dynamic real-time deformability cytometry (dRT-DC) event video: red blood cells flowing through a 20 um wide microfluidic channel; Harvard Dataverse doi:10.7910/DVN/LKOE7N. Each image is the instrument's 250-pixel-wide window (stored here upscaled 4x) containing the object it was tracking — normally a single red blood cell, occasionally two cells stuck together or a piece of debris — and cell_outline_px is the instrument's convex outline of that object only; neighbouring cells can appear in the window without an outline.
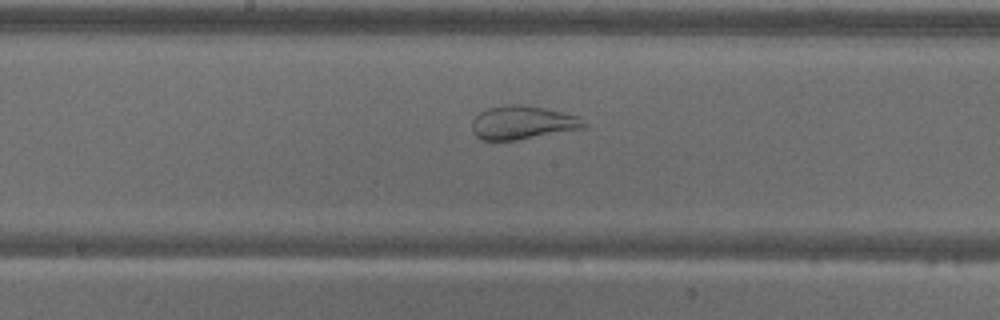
{"species": "common noctule bat (a hibernating species)", "species_latin": "Nyctalus noctula", "temperature_condition": "warm", "stored_images_in_passage": 41, "camera_frame_rate_fps": 3000, "um_per_image_px": 0.085, "animal": {"sex": "male", "body_mass_g": 18.8}, "frame": {"image": 1, "passage_image": 20, "time_ms": 6.333, "image_size_px": [1000, 320], "cell_outline_px": [[588, 128], [516, 140], [484, 140], [476, 136], [472, 132], [472, 120], [480, 112], [488, 108], [512, 104], [520, 104], [544, 108], [580, 116]], "centroid_in_image_um": [44.44, 10.42], "position_along_channel_um": 203.8, "area_um2": 21.91}}
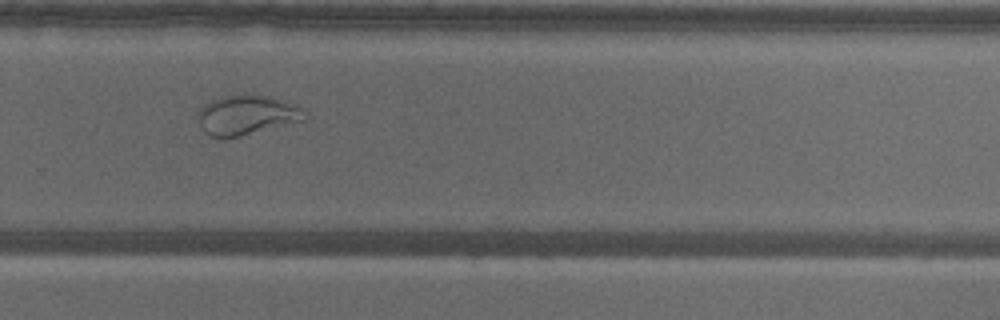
{"frame": {"image": 2, "passage_image": 29, "time_ms": 9.333, "image_size_px": [1000, 320], "cell_outline_px": [[308, 120], [236, 136], [208, 136], [200, 128], [196, 116], [196, 112], [208, 100], [220, 96], [268, 96], [296, 104], [308, 112]], "centroid_in_image_um": [20.97, 9.77], "position_along_channel_um": 308.8, "area_um2": 24.68}}
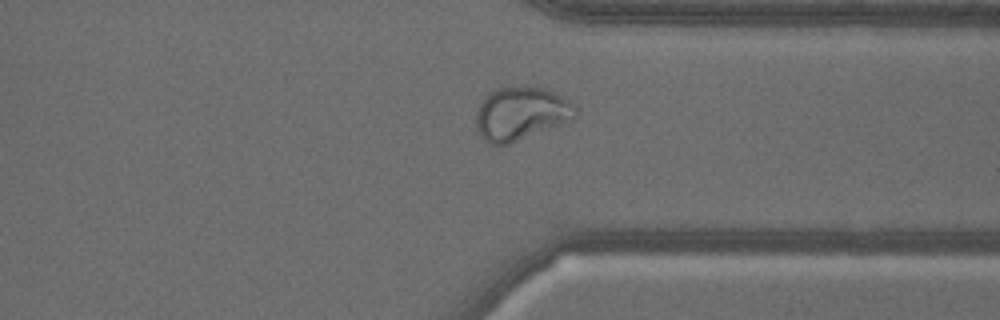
{"frame": {"image": 3, "passage_image": 34, "time_ms": 11.0, "image_size_px": [1000, 320], "cell_outline_px": [[580, 116], [572, 120], [508, 144], [488, 144], [480, 136], [476, 128], [476, 112], [480, 104], [488, 92], [496, 88], [520, 84], [524, 84], [544, 88], [576, 104], [580, 108]], "centroid_in_image_um": [44.31, 9.62], "position_along_channel_um": 367.1, "area_um2": 31.56}}